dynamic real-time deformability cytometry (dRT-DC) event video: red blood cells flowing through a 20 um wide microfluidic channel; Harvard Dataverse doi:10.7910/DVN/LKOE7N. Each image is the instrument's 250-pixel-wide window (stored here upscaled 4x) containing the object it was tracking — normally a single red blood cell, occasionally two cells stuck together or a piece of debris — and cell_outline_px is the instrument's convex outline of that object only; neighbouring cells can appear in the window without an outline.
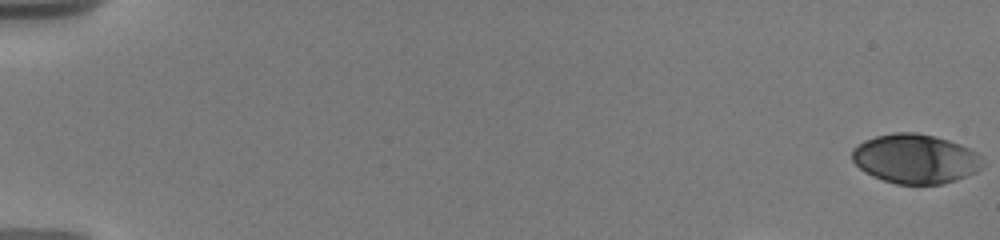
{"species": "human", "species_latin": "Homo sapiens", "temperature_condition": "warm", "stored_images_in_passage": 32, "camera_frame_rate_fps": 3000, "um_per_image_px": 0.085, "donor": {"sex": "male"}, "frame": {"image": 1, "passage_image": 1, "time_ms": 0.0, "image_size_px": [1000, 240], "cell_outline_px": [[984, 164], [976, 172], [956, 180], [944, 184], [896, 184], [872, 176], [864, 172], [852, 160], [852, 148], [864, 140], [876, 136], [896, 132], [916, 132], [936, 136], [972, 148], [980, 156]], "centroid_in_image_um": [77.81, 13.49], "position_along_channel_um": 7.2, "area_um2": 37.8}}
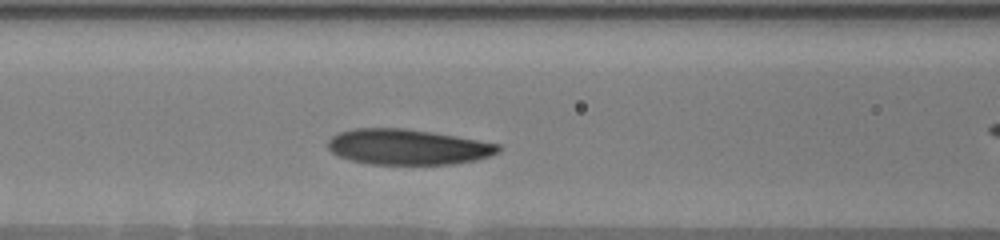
{"frame": {"image": 2, "passage_image": 15, "time_ms": 7.0, "image_size_px": [1000, 240], "cell_outline_px": [[500, 152], [476, 160], [452, 164], [368, 164], [352, 160], [340, 156], [332, 152], [328, 148], [328, 140], [332, 136], [340, 132], [352, 128], [404, 128], [432, 132], [456, 136], [500, 144]], "centroid_in_image_um": [34.65, 12.48], "position_along_channel_um": 131.9, "area_um2": 35.2}}
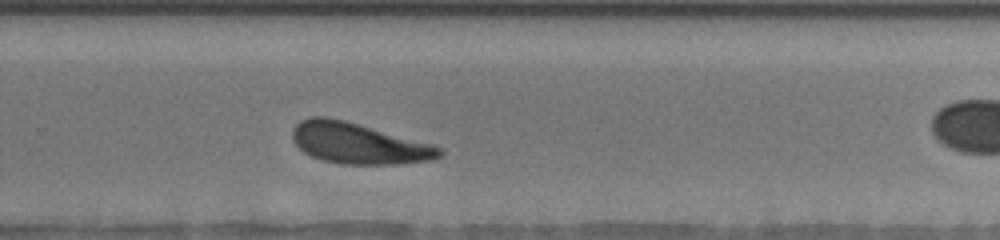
{"frame": {"image": 3, "passage_image": 25, "time_ms": 11.667, "image_size_px": [1000, 240], "cell_outline_px": [[444, 152], [440, 156], [432, 160], [396, 164], [340, 164], [320, 160], [304, 152], [292, 140], [292, 128], [300, 120], [312, 116], [328, 116], [344, 120], [432, 144], [440, 148]], "centroid_in_image_um": [30.43, 12.18], "position_along_channel_um": 299.4, "area_um2": 35.03}, "authors_computed_cell_mechanics": {"area_um2": 35.8938, "velocity_mm_per_s": 3.593, "shape_relaxation_time_tau1_ms": 2.3693, "shape_relaxation_time_tau2_ms": 2.667, "deformation_change_tau1": 0.1191, "deformation_change_tau2": 0.1079}}